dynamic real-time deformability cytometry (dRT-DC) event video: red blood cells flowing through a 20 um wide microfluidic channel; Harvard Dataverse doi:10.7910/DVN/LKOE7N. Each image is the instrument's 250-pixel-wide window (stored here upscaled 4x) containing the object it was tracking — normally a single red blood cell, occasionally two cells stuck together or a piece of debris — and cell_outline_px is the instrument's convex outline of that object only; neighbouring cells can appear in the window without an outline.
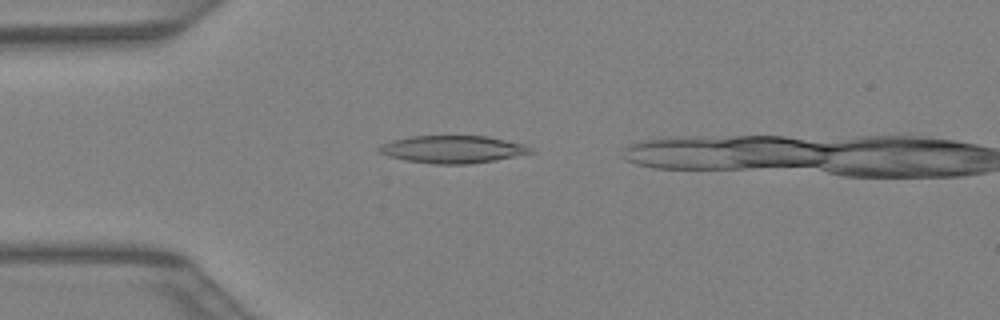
{"species": "Egyptian fruit bat (a non-hibernating species)", "species_latin": "Rousettus aegyptiacus", "temperature_condition": "warm", "stored_images_in_passage": 6, "camera_frame_rate_fps": 3000, "um_per_image_px": 0.085, "animal": {"sex": "female"}, "frame": {"image": 1, "passage_image": 4, "time_ms": 1.0, "image_size_px": [1000, 320], "cell_outline_px": [[536, 152], [492, 160], [468, 164], [432, 164], [404, 160], [388, 156], [376, 152], [376, 148], [380, 144], [392, 140], [412, 136], [488, 136], [524, 144], [532, 148]], "centroid_in_image_um": [38.42, 12.69], "position_along_channel_um": 46.6, "area_um2": 24.39}}